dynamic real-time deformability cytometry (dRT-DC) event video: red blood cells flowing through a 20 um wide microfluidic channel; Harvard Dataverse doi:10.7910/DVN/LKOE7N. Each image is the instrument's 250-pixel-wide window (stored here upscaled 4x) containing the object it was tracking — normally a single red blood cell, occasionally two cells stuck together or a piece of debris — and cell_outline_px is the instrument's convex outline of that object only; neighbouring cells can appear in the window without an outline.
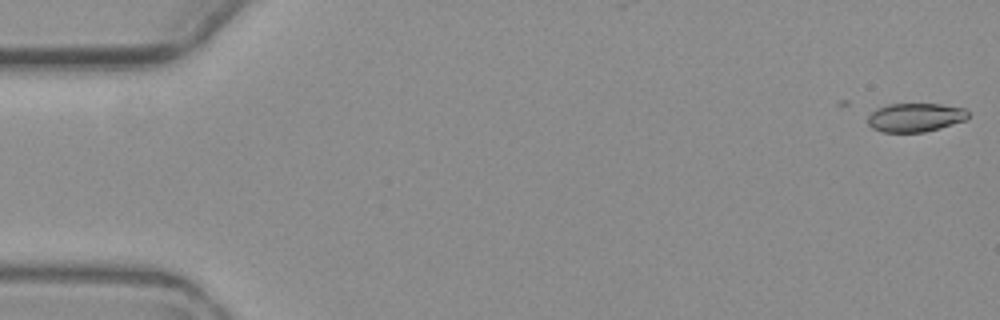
{"species": "common noctule bat (a hibernating species)", "species_latin": "Nyctalus noctula", "temperature_condition": "warm", "stored_images_in_passage": 5, "camera_frame_rate_fps": 3000, "um_per_image_px": 0.085, "animal": {"sex": "female", "body_mass_g": 19.3, "forearm_length_mm": 54.1}, "frame": {"image": 1, "passage_image": 1, "time_ms": 0.0, "image_size_px": [1000, 320], "cell_outline_px": [[968, 120], [940, 128], [924, 132], [884, 132], [872, 128], [868, 124], [868, 116], [876, 108], [888, 104], [940, 104], [964, 108], [968, 112]], "centroid_in_image_um": [77.81, 9.98], "position_along_channel_um": 7.2, "area_um2": 16.88}}
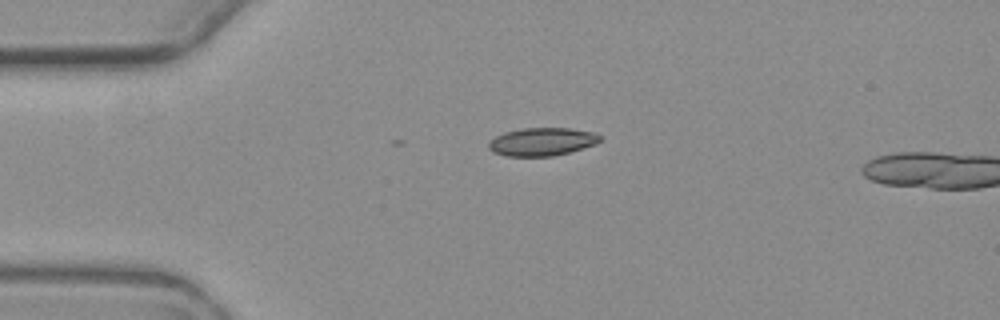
{"frame": {"image": 2, "passage_image": 4, "time_ms": 4.333, "image_size_px": [1000, 320], "cell_outline_px": [[600, 140], [592, 144], [568, 152], [552, 156], [508, 156], [492, 152], [488, 148], [488, 144], [496, 136], [504, 132], [524, 128], [568, 128], [592, 132], [600, 136]], "centroid_in_image_um": [46.0, 12.04], "position_along_channel_um": 39.0, "area_um2": 17.8}}